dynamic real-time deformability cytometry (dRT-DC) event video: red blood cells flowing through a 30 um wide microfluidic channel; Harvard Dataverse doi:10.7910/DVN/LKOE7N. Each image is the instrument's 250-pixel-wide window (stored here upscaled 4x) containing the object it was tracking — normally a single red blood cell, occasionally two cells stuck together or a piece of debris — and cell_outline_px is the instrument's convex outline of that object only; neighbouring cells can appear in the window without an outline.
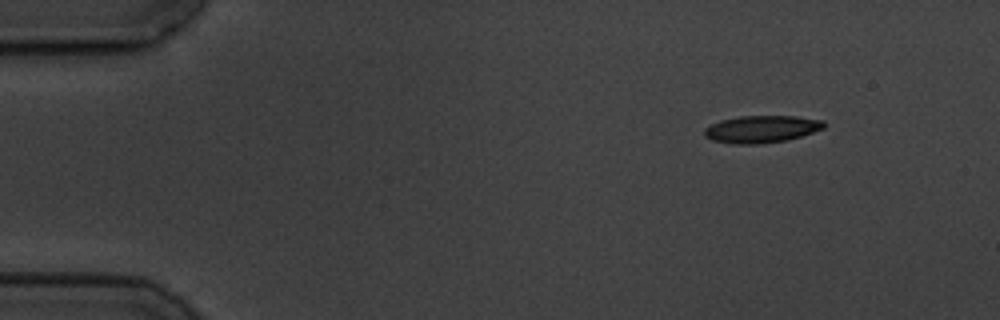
{"species": "common noctule bat (a hibernating species)", "species_latin": "Nyctalus noctula", "temperature_condition": "cold", "stored_images_in_passage": 4, "camera_frame_rate_fps": 3000, "um_per_image_px": 0.085, "animal": {"sex": "male", "body_mass_g": 19.5, "forearm_length_mm": 54.6}, "frame": {"image": 1, "passage_image": 1, "time_ms": 0.0, "image_size_px": [1000, 320], "cell_outline_px": [[824, 128], [788, 140], [760, 144], [732, 144], [712, 140], [704, 136], [704, 128], [720, 120], [740, 116], [796, 116], [824, 120]], "centroid_in_image_um": [64.71, 10.98], "position_along_channel_um": 20.3, "area_um2": 19.02}}
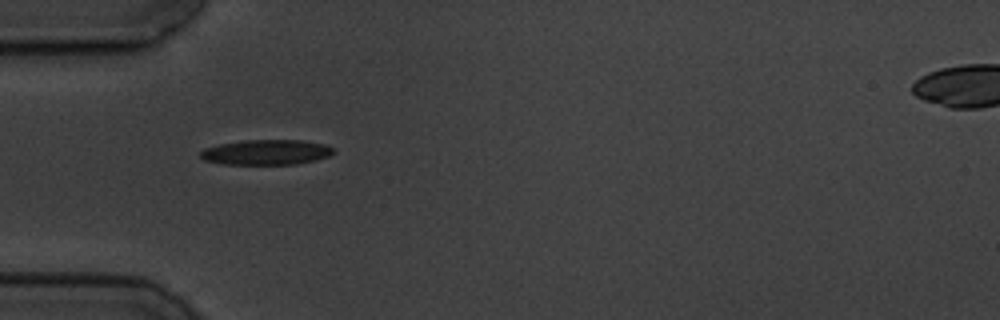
{"frame": {"image": 2, "passage_image": 4, "time_ms": 3.667, "image_size_px": [1000, 320], "cell_outline_px": [[336, 152], [328, 156], [316, 160], [296, 164], [220, 164], [204, 160], [200, 156], [200, 152], [204, 148], [220, 144], [244, 140], [300, 140], [324, 144], [336, 148]], "centroid_in_image_um": [22.65, 12.94], "position_along_channel_um": 62.3, "area_um2": 19.59}}